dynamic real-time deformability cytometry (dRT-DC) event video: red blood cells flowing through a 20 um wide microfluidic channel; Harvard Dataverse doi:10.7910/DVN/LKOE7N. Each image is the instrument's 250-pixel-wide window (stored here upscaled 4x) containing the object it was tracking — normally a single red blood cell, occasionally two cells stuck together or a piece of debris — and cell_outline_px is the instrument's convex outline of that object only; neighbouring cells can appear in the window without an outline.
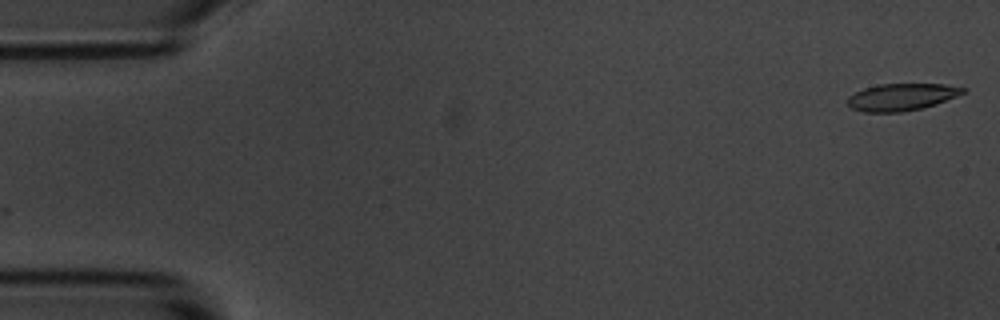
{"species": "common noctule bat (a hibernating species)", "species_latin": "Nyctalus noctula", "temperature_condition": "room temperature", "stored_images_in_passage": 54, "camera_frame_rate_fps": 3000, "um_per_image_px": 0.085, "animal": {"sex": "male", "body_mass_g": 20.1, "forearm_length_mm": 53.5}, "frame": {"image": 1, "passage_image": 1, "time_ms": 0.0, "image_size_px": [1000, 320], "cell_outline_px": [[968, 88], [964, 92], [956, 96], [936, 104], [924, 108], [900, 112], [864, 112], [852, 108], [848, 104], [848, 96], [864, 88], [880, 84], [944, 84]], "centroid_in_image_um": [76.65, 8.24], "position_along_channel_um": 8.4, "area_um2": 18.15}}
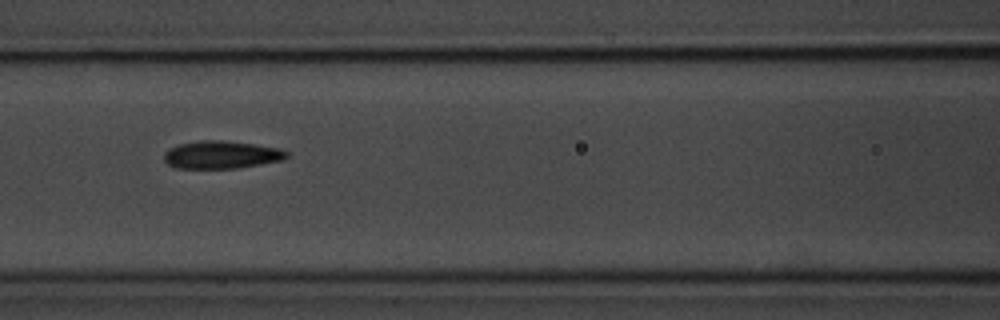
{"frame": {"image": 2, "passage_image": 23, "time_ms": 7.333, "image_size_px": [1000, 320], "cell_outline_px": [[288, 156], [284, 160], [236, 168], [176, 168], [168, 164], [164, 160], [164, 152], [168, 148], [180, 144], [200, 140], [224, 140], [280, 148], [288, 152]], "centroid_in_image_um": [18.81, 13.15], "position_along_channel_um": 147.8, "area_um2": 19.83}}
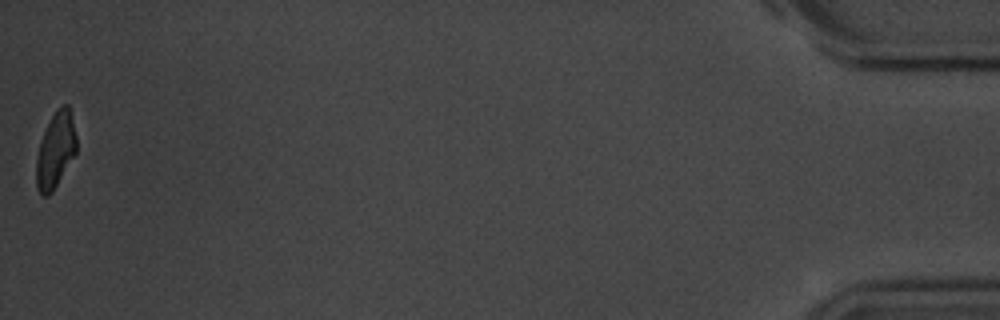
{"frame": {"image": 3, "passage_image": 54, "time_ms": 17.667, "image_size_px": [1000, 320], "cell_outline_px": [[76, 152], [52, 192], [48, 196], [44, 196], [36, 188], [36, 160], [40, 140], [56, 108], [64, 104], [68, 104], [76, 136]], "centroid_in_image_um": [4.7, 12.77], "position_along_channel_um": 430.5, "area_um2": 17.46}, "authors_computed_cell_mechanics": {"area_um2": 19.2763, "velocity_mm_per_s": 3.6842, "shape_relaxation_time_tau1_ms": 3.7946, "shape_relaxation_time_tau2_ms": 3.5227, "deformation_change_tau1": 0.1333, "deformation_change_tau2": 0.1068}}